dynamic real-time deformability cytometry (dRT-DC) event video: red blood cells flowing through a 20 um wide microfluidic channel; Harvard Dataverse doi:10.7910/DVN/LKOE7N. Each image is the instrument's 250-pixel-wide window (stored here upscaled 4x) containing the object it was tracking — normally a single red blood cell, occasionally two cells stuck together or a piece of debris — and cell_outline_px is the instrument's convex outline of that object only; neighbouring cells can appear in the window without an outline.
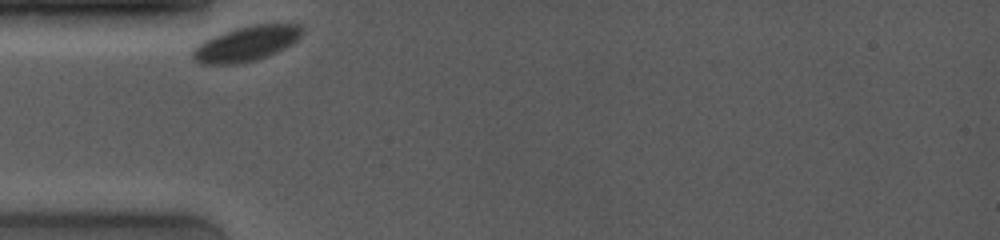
{"species": "common noctule bat (a hibernating species)", "species_latin": "Nyctalus noctula", "temperature_condition": "room temperature", "stored_images_in_passage": 40, "camera_frame_rate_fps": 4000, "um_per_image_px": 0.085, "animal": {"sex": "female", "body_mass_g": 19.0, "forearm_length_mm": 53.3}, "frame": {"image": 1, "passage_image": 1, "time_ms": 0.0, "image_size_px": [1000, 240], "cell_outline_px": [[304, 32], [292, 44], [276, 52], [252, 60], [236, 64], [204, 64], [196, 60], [192, 56], [192, 52], [204, 40], [212, 36], [236, 28], [252, 24], [276, 20], [300, 24], [304, 28]], "centroid_in_image_um": [21.05, 3.63], "position_along_channel_um": 64.0, "area_um2": 22.66}}
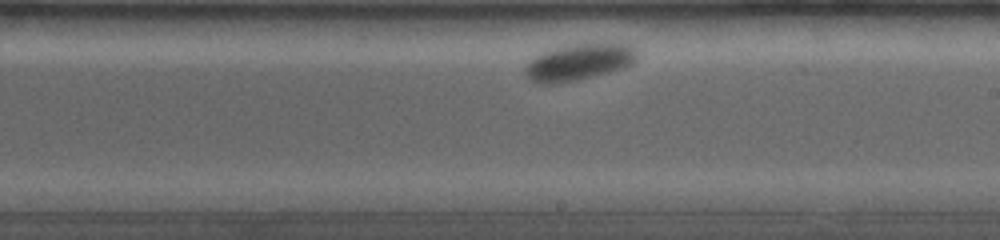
{"frame": {"image": 2, "passage_image": 22, "time_ms": 5.25, "image_size_px": [1000, 240], "cell_outline_px": [[640, 52], [636, 60], [624, 68], [580, 80], [556, 84], [540, 84], [532, 80], [524, 72], [524, 68], [532, 56], [540, 52], [552, 48], [568, 44], [628, 44], [636, 48]], "centroid_in_image_um": [49.19, 5.28], "position_along_channel_um": 239.8, "area_um2": 24.22}}
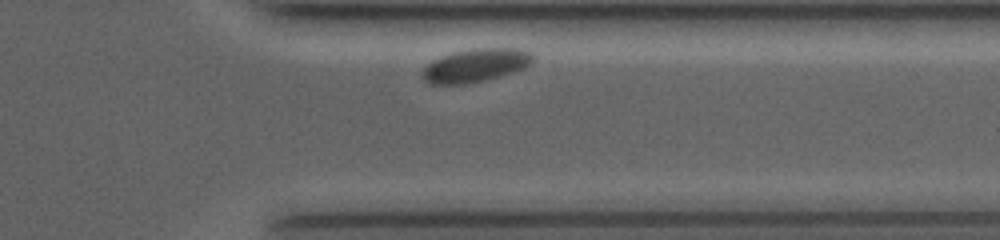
{"frame": {"image": 3, "passage_image": 37, "time_ms": 9.0, "image_size_px": [1000, 240], "cell_outline_px": [[536, 60], [524, 68], [512, 72], [484, 80], [464, 84], [428, 84], [420, 76], [420, 72], [432, 60], [440, 56], [452, 52], [472, 48], [524, 48], [532, 52], [536, 56]], "centroid_in_image_um": [40.44, 5.53], "position_along_channel_um": 371.0, "area_um2": 21.85}}